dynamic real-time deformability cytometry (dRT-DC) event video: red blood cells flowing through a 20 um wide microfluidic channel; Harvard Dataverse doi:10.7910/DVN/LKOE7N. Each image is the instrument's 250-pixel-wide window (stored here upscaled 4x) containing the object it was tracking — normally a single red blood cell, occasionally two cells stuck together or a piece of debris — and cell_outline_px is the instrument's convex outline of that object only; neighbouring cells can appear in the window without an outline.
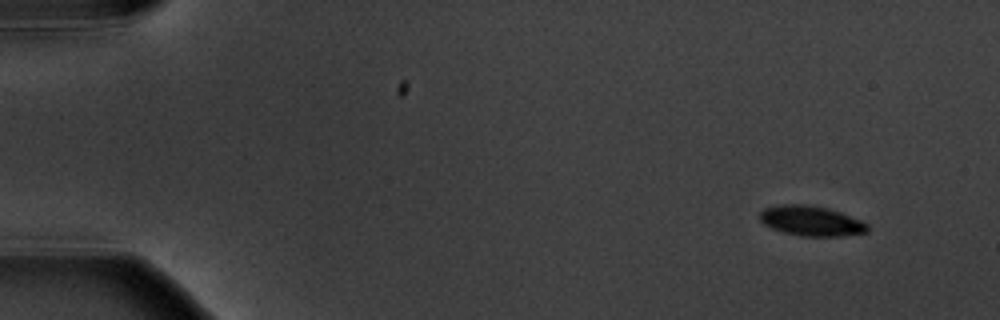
{"species": "common noctule bat (a hibernating species)", "species_latin": "Nyctalus noctula", "temperature_condition": "warm", "stored_images_in_passage": 6, "camera_frame_rate_fps": 3000, "um_per_image_px": 0.085, "animal": {"sex": "male", "body_mass_g": 20.1, "forearm_length_mm": 53.5}, "frame": {"image": 1, "passage_image": 1, "time_ms": 0.0, "image_size_px": [1000, 320], "cell_outline_px": [[868, 232], [844, 236], [800, 236], [784, 232], [772, 228], [764, 224], [760, 220], [760, 212], [764, 208], [780, 204], [808, 204], [828, 208], [840, 212], [860, 220], [868, 224]], "centroid_in_image_um": [68.95, 18.77], "position_along_channel_um": 16.1, "area_um2": 18.9}}
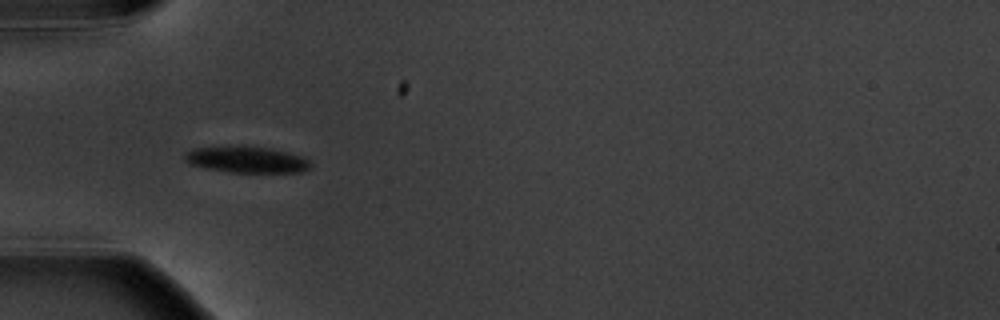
{"frame": {"image": 2, "passage_image": 5, "time_ms": 4.667, "image_size_px": [1000, 320], "cell_outline_px": [[312, 164], [304, 172], [228, 172], [204, 168], [188, 164], [184, 160], [184, 152], [196, 148], [240, 144], [244, 144], [272, 148], [304, 156]], "centroid_in_image_um": [20.94, 13.54], "position_along_channel_um": 64.1, "area_um2": 20.0}}